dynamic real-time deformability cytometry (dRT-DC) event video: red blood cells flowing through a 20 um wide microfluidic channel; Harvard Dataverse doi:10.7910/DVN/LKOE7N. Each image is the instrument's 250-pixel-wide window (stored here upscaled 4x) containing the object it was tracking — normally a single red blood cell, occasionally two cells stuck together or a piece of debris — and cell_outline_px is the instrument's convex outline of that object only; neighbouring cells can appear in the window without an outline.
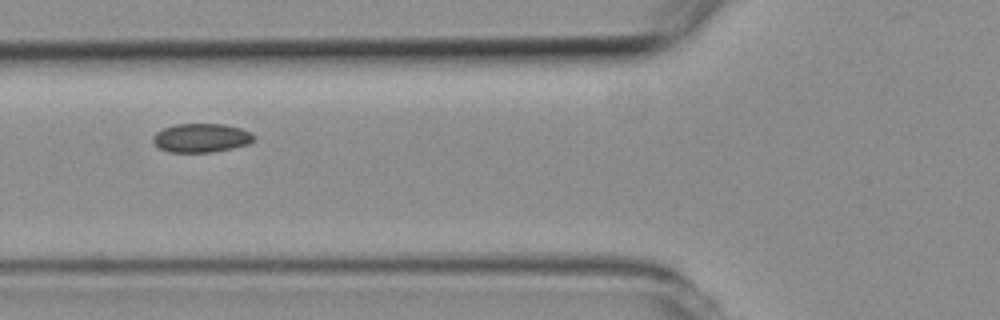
{"species": "common noctule bat (a hibernating species)", "species_latin": "Nyctalus noctula", "temperature_condition": "room temperature", "stored_images_in_passage": 5, "camera_frame_rate_fps": 3000, "um_per_image_px": 0.085, "animal": {"sex": "female", "body_mass_g": 19.3, "forearm_length_mm": 54.1}, "frame": {"image": 1, "passage_image": 2, "time_ms": 1.0, "image_size_px": [1000, 320], "cell_outline_px": [[256, 140], [248, 144], [232, 148], [212, 152], [168, 152], [160, 148], [152, 140], [152, 136], [156, 132], [164, 128], [176, 124], [224, 124], [240, 128], [256, 136]], "centroid_in_image_um": [17.11, 11.72], "position_along_channel_um": 108.7, "area_um2": 16.94}}
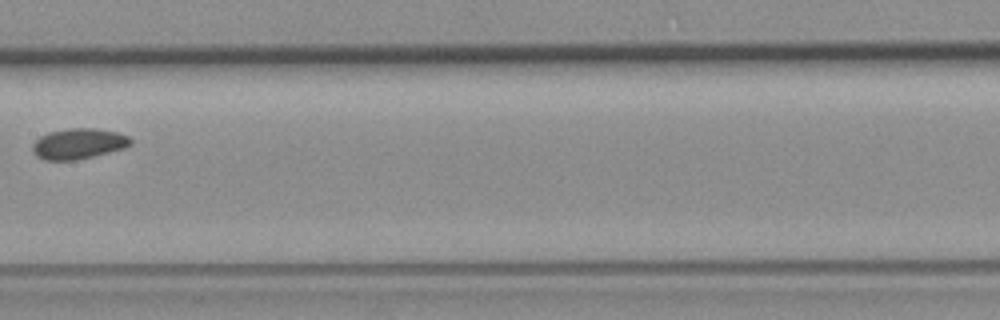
{"frame": {"image": 2, "passage_image": 4, "time_ms": 3.333, "image_size_px": [1000, 320], "cell_outline_px": [[132, 144], [124, 148], [92, 156], [72, 160], [44, 160], [36, 156], [32, 152], [32, 144], [40, 136], [48, 132], [68, 128], [96, 128], [116, 132], [128, 136], [132, 140]], "centroid_in_image_um": [6.64, 12.2], "position_along_channel_um": 200.8, "area_um2": 17.46}}
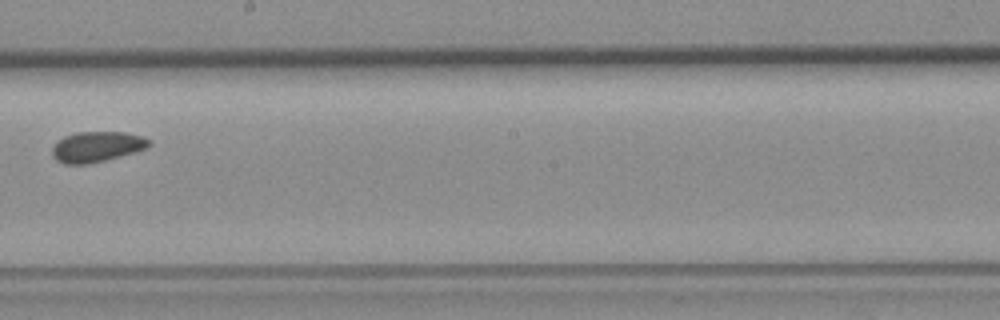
{"frame": {"image": 3, "passage_image": 5, "time_ms": 4.333, "image_size_px": [1000, 320], "cell_outline_px": [[152, 144], [148, 148], [120, 156], [88, 164], [64, 164], [56, 160], [52, 156], [52, 148], [64, 136], [76, 132], [124, 132], [144, 136], [152, 140]], "centroid_in_image_um": [8.27, 12.47], "position_along_channel_um": 239.9, "area_um2": 17.28}}